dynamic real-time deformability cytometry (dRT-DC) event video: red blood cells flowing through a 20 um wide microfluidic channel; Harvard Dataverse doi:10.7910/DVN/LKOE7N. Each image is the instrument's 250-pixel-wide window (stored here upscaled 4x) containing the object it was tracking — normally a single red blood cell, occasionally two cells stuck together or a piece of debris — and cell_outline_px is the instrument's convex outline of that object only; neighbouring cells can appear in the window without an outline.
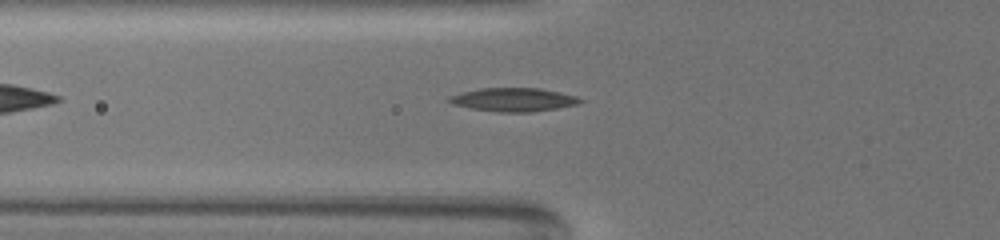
{"species": "common noctule bat (a hibernating species)", "species_latin": "Nyctalus noctula", "temperature_condition": "warm", "stored_images_in_passage": 43, "camera_frame_rate_fps": 3000, "um_per_image_px": 0.085, "animal": {"sex": "female", "body_mass_g": 19.5, "forearm_length_mm": 54.1}, "frame": {"image": 1, "passage_image": 4, "time_ms": 1.0, "image_size_px": [1000, 240], "cell_outline_px": [[584, 100], [576, 104], [556, 108], [528, 112], [500, 112], [472, 108], [456, 104], [448, 100], [448, 96], [480, 88], [540, 88], [576, 96]], "centroid_in_image_um": [43.67, 8.46], "position_along_channel_um": 82.1, "area_um2": 17.51}}
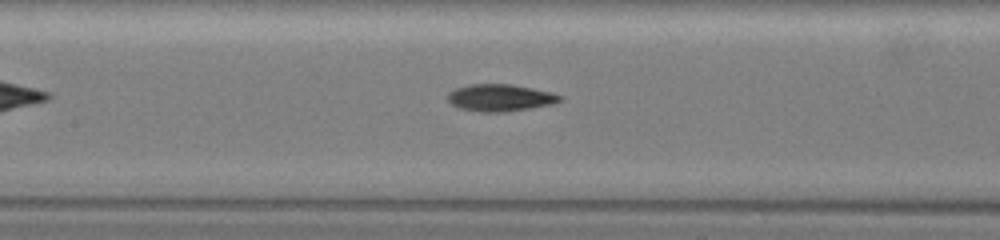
{"frame": {"image": 2, "passage_image": 12, "time_ms": 3.667, "image_size_px": [1000, 240], "cell_outline_px": [[560, 100], [548, 104], [528, 108], [500, 112], [484, 112], [460, 108], [452, 104], [448, 100], [448, 96], [456, 88], [472, 84], [508, 84], [548, 92], [560, 96]], "centroid_in_image_um": [42.44, 8.31], "position_along_channel_um": 165.0, "area_um2": 16.82}}
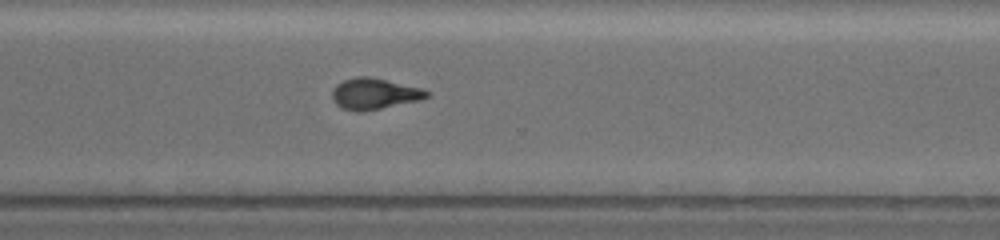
{"frame": {"image": 3, "passage_image": 29, "time_ms": 9.333, "image_size_px": [1000, 240], "cell_outline_px": [[428, 96], [420, 100], [380, 108], [356, 112], [344, 108], [336, 104], [332, 96], [332, 92], [336, 84], [344, 80], [356, 76], [368, 76], [420, 88], [428, 92]], "centroid_in_image_um": [31.78, 7.96], "position_along_channel_um": 338.8, "area_um2": 16.7}}